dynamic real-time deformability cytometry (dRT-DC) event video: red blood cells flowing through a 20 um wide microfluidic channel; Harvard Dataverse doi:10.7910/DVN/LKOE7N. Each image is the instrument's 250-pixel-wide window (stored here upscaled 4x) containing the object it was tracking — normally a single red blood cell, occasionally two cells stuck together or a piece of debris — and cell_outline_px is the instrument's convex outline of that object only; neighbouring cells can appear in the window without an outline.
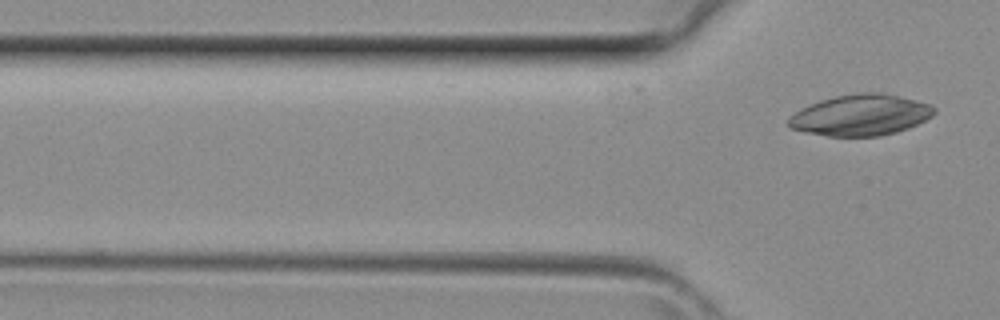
{"species": "common noctule bat (a hibernating species)", "species_latin": "Nyctalus noctula", "temperature_condition": "room temperature", "stored_images_in_passage": 2, "camera_frame_rate_fps": 3000, "um_per_image_px": 0.085, "animal": {"sex": "female", "body_mass_g": 29.2, "forearm_length_mm": 56.3}, "frame": {"image": 1, "passage_image": 2, "time_ms": 0.333, "image_size_px": [1000, 320], "cell_outline_px": [[936, 112], [932, 116], [908, 128], [896, 132], [880, 136], [828, 136], [808, 132], [792, 128], [788, 124], [788, 120], [800, 108], [820, 100], [832, 96], [860, 92], [880, 92], [932, 104], [936, 108]], "centroid_in_image_um": [73.18, 9.77], "position_along_channel_um": 52.6, "area_um2": 34.74}}